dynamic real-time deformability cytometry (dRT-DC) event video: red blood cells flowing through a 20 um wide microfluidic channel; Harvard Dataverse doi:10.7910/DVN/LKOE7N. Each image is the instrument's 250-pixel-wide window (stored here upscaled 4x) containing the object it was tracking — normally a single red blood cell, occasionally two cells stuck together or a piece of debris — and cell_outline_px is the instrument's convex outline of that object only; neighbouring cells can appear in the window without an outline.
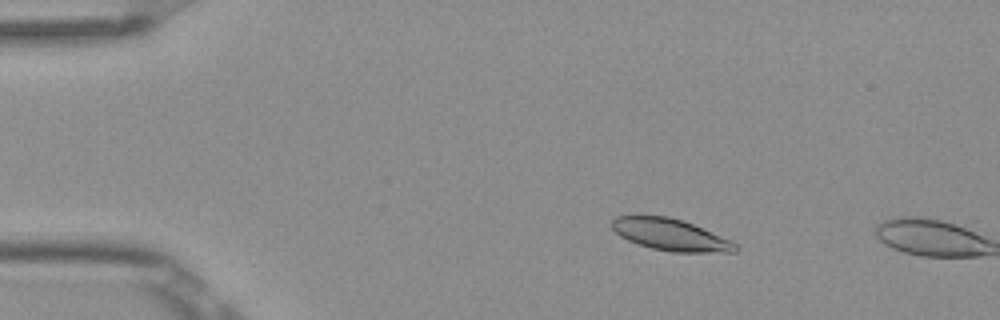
{"species": "Egyptian fruit bat (a non-hibernating species)", "species_latin": "Rousettus aegyptiacus", "temperature_condition": "room temperature", "stored_images_in_passage": 4, "camera_frame_rate_fps": 3000, "um_per_image_px": 0.085, "frame": {"image": 1, "passage_image": 3, "time_ms": 0.667, "image_size_px": [1000, 320], "cell_outline_px": [[740, 248], [736, 252], [672, 252], [652, 248], [628, 240], [620, 236], [612, 228], [612, 220], [616, 216], [632, 212], [640, 212], [668, 216], [684, 220], [732, 240]], "centroid_in_image_um": [56.95, 19.89], "position_along_channel_um": 28.1, "area_um2": 23.7}}